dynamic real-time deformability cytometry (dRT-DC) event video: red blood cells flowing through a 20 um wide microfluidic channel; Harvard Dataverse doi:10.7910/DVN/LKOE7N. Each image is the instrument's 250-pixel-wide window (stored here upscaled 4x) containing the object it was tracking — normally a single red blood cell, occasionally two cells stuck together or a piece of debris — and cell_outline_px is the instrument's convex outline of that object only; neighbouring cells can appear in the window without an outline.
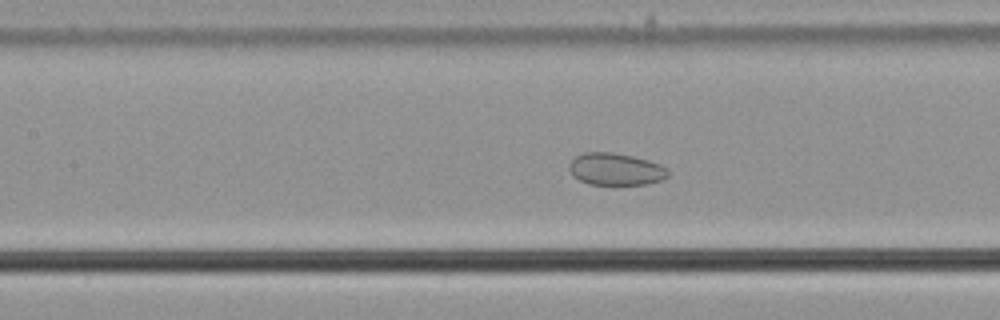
{"species": "common noctule bat (a hibernating species)", "species_latin": "Nyctalus noctula", "temperature_condition": "cold", "stored_images_in_passage": 59, "camera_frame_rate_fps": 3000, "um_per_image_px": 0.085, "animal": {"sex": "male", "body_mass_g": 21.5, "forearm_length_mm": 52.0}, "frame": {"image": 1, "passage_image": 27, "time_ms": 8.667, "image_size_px": [1000, 320], "cell_outline_px": [[668, 176], [660, 180], [648, 184], [588, 184], [572, 176], [568, 168], [568, 164], [576, 156], [584, 152], [616, 152], [648, 160], [660, 164], [668, 168]], "centroid_in_image_um": [52.31, 14.37], "position_along_channel_um": 155.1, "area_um2": 18.61}}
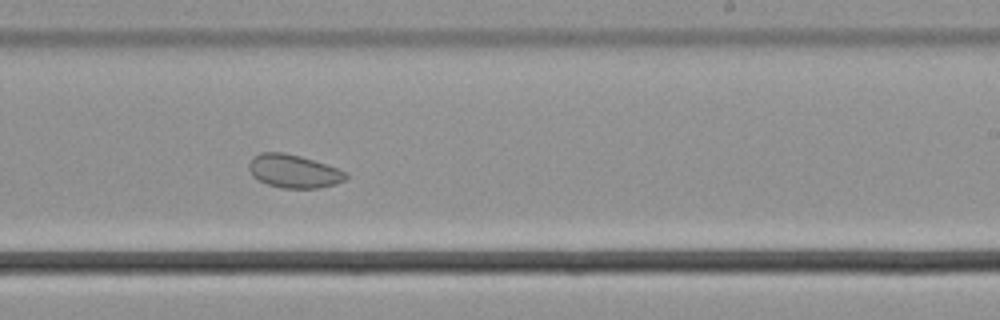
{"frame": {"image": 2, "passage_image": 36, "time_ms": 11.667, "image_size_px": [1000, 320], "cell_outline_px": [[348, 176], [344, 180], [336, 184], [320, 188], [280, 188], [268, 184], [252, 176], [248, 168], [248, 164], [252, 156], [260, 152], [284, 152], [300, 156], [348, 172]], "centroid_in_image_um": [24.94, 14.55], "position_along_channel_um": 264.1, "area_um2": 18.84}}
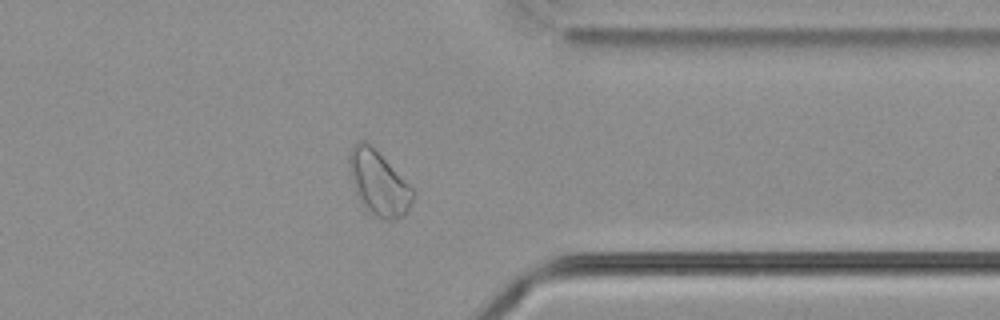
{"frame": {"image": 3, "passage_image": 46, "time_ms": 15.0, "image_size_px": [1000, 320], "cell_outline_px": [[416, 192], [404, 216], [396, 220], [380, 220], [364, 208], [360, 204], [352, 180], [348, 164], [348, 152], [356, 140], [368, 140]], "centroid_in_image_um": [32.16, 15.54], "position_along_channel_um": 379.2, "area_um2": 24.33}, "authors_computed_cell_mechanics": {"area_um2": 24.9696, "velocity_mm_per_s": 3.6404, "shape_relaxation_time_tau1_ms": null, "shape_relaxation_time_tau2_ms": 2.228, "deformation_change_tau1": null, "deformation_change_tau2": 0.0567}}